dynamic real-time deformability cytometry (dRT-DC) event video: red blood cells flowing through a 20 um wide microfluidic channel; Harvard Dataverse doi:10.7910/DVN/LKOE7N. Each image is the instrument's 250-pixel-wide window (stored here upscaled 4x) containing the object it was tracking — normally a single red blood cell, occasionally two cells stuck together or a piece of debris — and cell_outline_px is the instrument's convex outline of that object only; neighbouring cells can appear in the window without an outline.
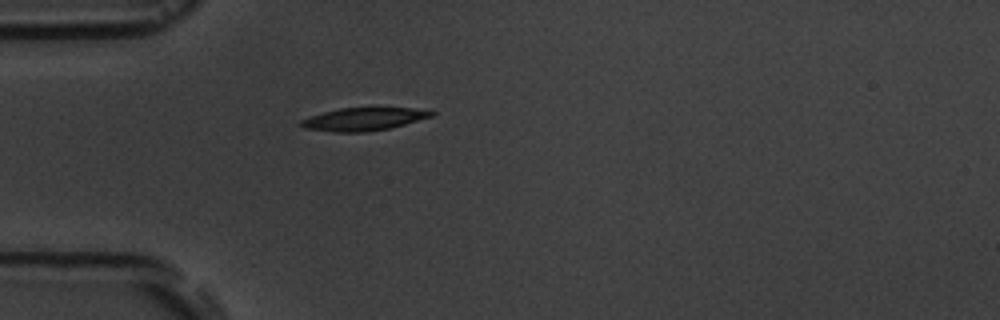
{"species": "common noctule bat (a hibernating species)", "species_latin": "Nyctalus noctula", "temperature_condition": "room temperature", "stored_images_in_passage": 2, "camera_frame_rate_fps": 3000, "um_per_image_px": 0.085, "animal": {"sex": "male", "body_mass_g": 19.5, "forearm_length_mm": 54.6}, "frame": {"image": 1, "passage_image": 2, "time_ms": 1.333, "image_size_px": [1000, 320], "cell_outline_px": [[436, 112], [432, 116], [404, 124], [388, 128], [364, 132], [332, 132], [304, 128], [296, 124], [300, 120], [324, 112], [340, 108], [412, 108]], "centroid_in_image_um": [30.84, 10.13], "position_along_channel_um": 54.2, "area_um2": 17.17}}